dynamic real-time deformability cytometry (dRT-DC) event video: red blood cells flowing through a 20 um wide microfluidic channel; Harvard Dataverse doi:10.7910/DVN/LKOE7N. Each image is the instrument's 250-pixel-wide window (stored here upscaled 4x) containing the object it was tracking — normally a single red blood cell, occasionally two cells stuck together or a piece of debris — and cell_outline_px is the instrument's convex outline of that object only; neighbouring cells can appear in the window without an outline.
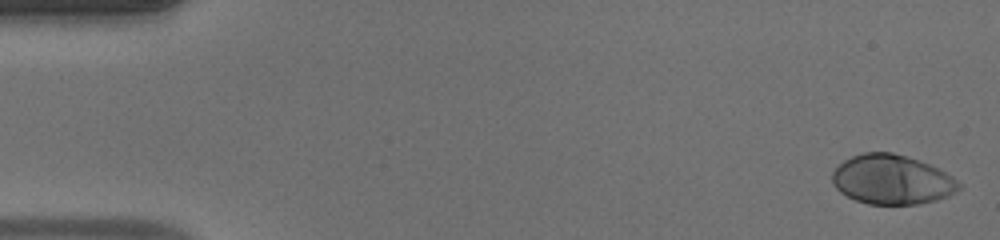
{"species": "human", "species_latin": "Homo sapiens", "temperature_condition": "warm", "stored_images_in_passage": 49, "camera_frame_rate_fps": 3000, "um_per_image_px": 0.085, "donor": {"sex": "male"}, "frame": {"image": 1, "passage_image": 1, "time_ms": 0.0, "image_size_px": [1000, 240], "cell_outline_px": [[960, 188], [956, 192], [948, 196], [936, 200], [920, 204], [868, 204], [856, 200], [840, 192], [832, 184], [832, 172], [844, 160], [852, 156], [864, 152], [892, 152], [920, 160], [952, 176], [960, 184]], "centroid_in_image_um": [75.8, 15.27], "position_along_channel_um": 9.2, "area_um2": 36.47}}
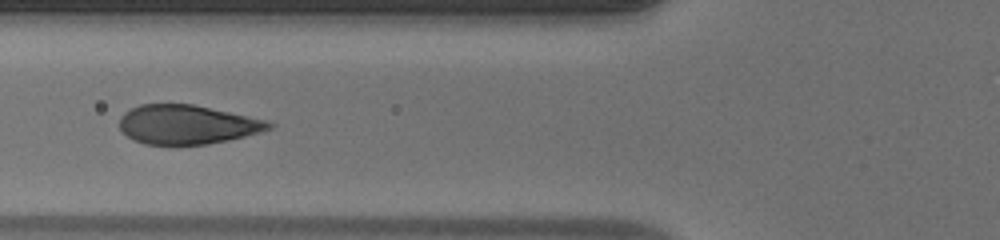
{"frame": {"image": 2, "passage_image": 19, "time_ms": 6.0, "image_size_px": [1000, 240], "cell_outline_px": [[276, 124], [272, 128], [260, 132], [228, 140], [208, 144], [144, 144], [132, 140], [120, 128], [120, 116], [124, 112], [140, 104], [192, 104], [264, 120]], "centroid_in_image_um": [15.87, 10.59], "position_along_channel_um": 109.9, "area_um2": 33.7}}
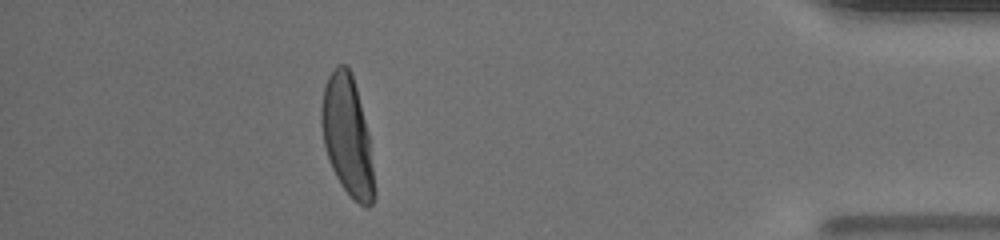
{"frame": {"image": 3, "passage_image": 44, "time_ms": 14.333, "image_size_px": [1000, 240], "cell_outline_px": [[376, 192], [372, 204], [368, 208], [364, 208], [352, 200], [340, 184], [328, 160], [324, 144], [320, 124], [320, 108], [324, 84], [328, 76], [336, 64], [348, 64], [352, 72], [368, 132]], "centroid_in_image_um": [29.51, 11.57], "position_along_channel_um": 405.7, "area_um2": 37.4}, "authors_computed_cell_mechanics": {"area_um2": 36.0094, "velocity_mm_per_s": 4.1177, "shape_relaxation_time_tau1_ms": 2.7119, "shape_relaxation_time_tau2_ms": null, "deformation_change_tau1": 0.2022, "deformation_change_tau2": null}}